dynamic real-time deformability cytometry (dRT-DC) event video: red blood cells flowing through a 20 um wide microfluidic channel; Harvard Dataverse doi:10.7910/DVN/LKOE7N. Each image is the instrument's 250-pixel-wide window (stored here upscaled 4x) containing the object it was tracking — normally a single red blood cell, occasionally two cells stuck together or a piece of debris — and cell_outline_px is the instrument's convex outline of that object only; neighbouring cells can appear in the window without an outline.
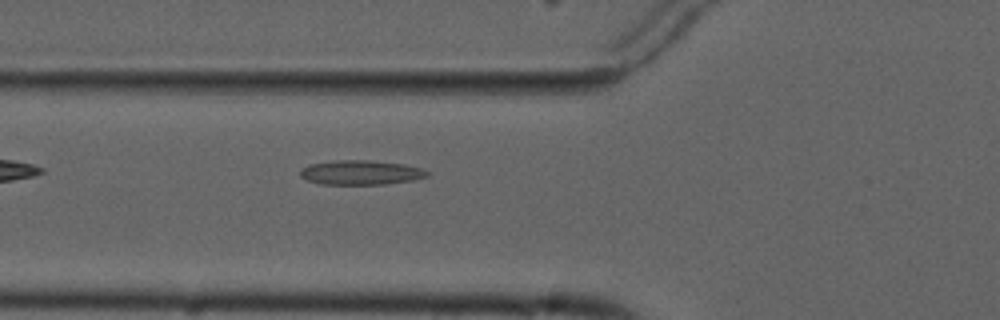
{"species": "common noctule bat (a hibernating species)", "species_latin": "Nyctalus noctula", "temperature_condition": "cold", "stored_images_in_passage": 3, "camera_frame_rate_fps": 3000, "um_per_image_px": 0.085, "animal": {"sex": "male", "forearm_length_mm": 52.5}, "frame": {"image": 1, "passage_image": 3, "time_ms": 4.0, "image_size_px": [1000, 320], "cell_outline_px": [[432, 172], [428, 176], [412, 180], [384, 184], [320, 184], [308, 180], [300, 176], [300, 168], [308, 164], [336, 160], [368, 160], [404, 164], [420, 168]], "centroid_in_image_um": [30.65, 14.66], "position_along_channel_um": 95.1, "area_um2": 18.15}}